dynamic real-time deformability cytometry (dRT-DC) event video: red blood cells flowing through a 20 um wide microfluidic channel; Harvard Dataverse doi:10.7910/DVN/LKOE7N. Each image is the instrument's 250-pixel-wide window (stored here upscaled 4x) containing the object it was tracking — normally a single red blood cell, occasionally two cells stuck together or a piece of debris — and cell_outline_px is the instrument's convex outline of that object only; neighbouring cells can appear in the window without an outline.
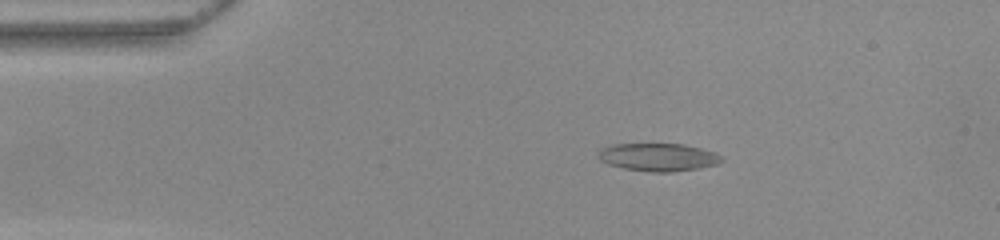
{"species": "common noctule bat (a hibernating species)", "species_latin": "Nyctalus noctula", "temperature_condition": "warm", "stored_images_in_passage": 43, "camera_frame_rate_fps": 3000, "um_per_image_px": 0.085, "animal": {"sex": "female", "body_mass_g": 22.0, "forearm_length_mm": 56.7}, "frame": {"image": 1, "passage_image": 1, "time_ms": 0.0, "image_size_px": [1000, 240], "cell_outline_px": [[724, 160], [716, 164], [700, 168], [672, 172], [652, 172], [624, 168], [608, 164], [600, 160], [600, 148], [612, 144], [684, 144], [716, 152], [724, 156]], "centroid_in_image_um": [56.0, 13.35], "position_along_channel_um": 29.0, "area_um2": 20.06}}
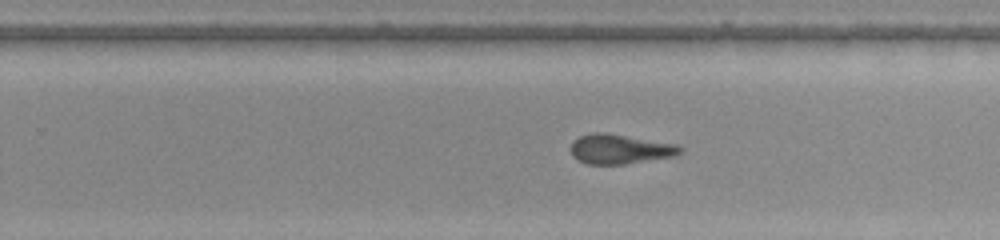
{"frame": {"image": 2, "passage_image": 24, "time_ms": 7.667, "image_size_px": [1000, 240], "cell_outline_px": [[684, 148], [676, 156], [624, 164], [584, 164], [576, 160], [572, 156], [572, 140], [580, 136], [592, 132], [604, 132], [676, 144]], "centroid_in_image_um": [52.67, 12.67], "position_along_channel_um": 277.1, "area_um2": 18.96}}
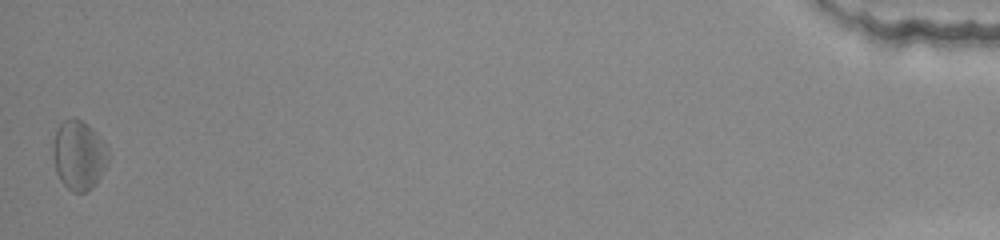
{"frame": {"image": 3, "passage_image": 43, "time_ms": 14.0, "image_size_px": [1000, 240], "cell_outline_px": [[108, 164], [96, 184], [92, 188], [84, 192], [72, 192], [60, 180], [56, 172], [52, 152], [52, 144], [56, 132], [60, 124], [64, 120], [72, 116], [76, 116], [84, 120], [100, 136], [108, 148]], "centroid_in_image_um": [6.71, 13.16], "position_along_channel_um": 428.5, "area_um2": 22.77}, "authors_computed_cell_mechanics": {"area_um2": 19.2474, "velocity_mm_per_s": 3.9331, "shape_relaxation_time_tau1_ms": null, "shape_relaxation_time_tau2_ms": 3.1277, "deformation_change_tau1": null, "deformation_change_tau2": 0.1372}}